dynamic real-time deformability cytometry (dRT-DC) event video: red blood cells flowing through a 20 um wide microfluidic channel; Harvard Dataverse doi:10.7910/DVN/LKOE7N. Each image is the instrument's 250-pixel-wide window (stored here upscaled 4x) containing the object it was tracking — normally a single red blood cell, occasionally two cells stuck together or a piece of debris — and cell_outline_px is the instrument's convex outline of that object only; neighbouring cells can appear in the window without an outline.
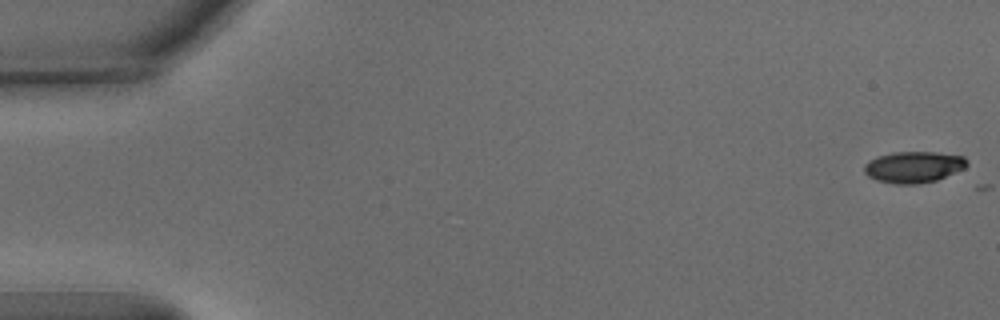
{"species": "common noctule bat (a hibernating species)", "species_latin": "Nyctalus noctula", "temperature_condition": "warm", "stored_images_in_passage": 13, "camera_frame_rate_fps": 3000, "um_per_image_px": 0.085, "animal": {"sex": "male", "body_mass_g": 15.6}, "frame": {"image": 1, "passage_image": 1, "time_ms": 0.0, "image_size_px": [1000, 320], "cell_outline_px": [[968, 164], [964, 168], [936, 180], [916, 184], [896, 184], [876, 180], [868, 176], [864, 172], [864, 164], [868, 160], [876, 156], [892, 152], [936, 152], [964, 156], [968, 160]], "centroid_in_image_um": [77.63, 14.18], "position_along_channel_um": 7.4, "area_um2": 18.84}}